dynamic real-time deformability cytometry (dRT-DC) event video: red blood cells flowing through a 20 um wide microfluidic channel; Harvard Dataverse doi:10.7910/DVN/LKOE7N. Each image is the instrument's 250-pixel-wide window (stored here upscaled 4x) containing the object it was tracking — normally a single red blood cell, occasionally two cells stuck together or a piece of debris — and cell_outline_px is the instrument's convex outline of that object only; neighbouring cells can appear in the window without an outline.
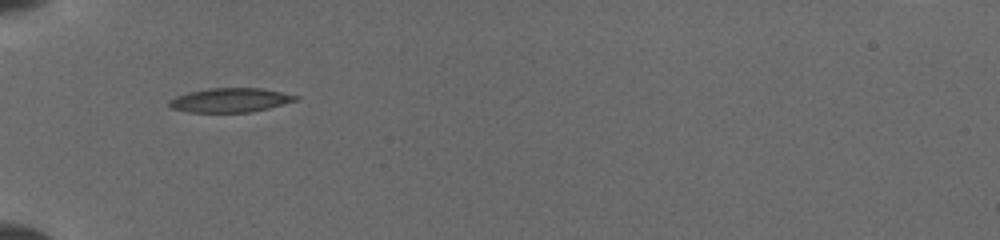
{"species": "common noctule bat (a hibernating species)", "species_latin": "Nyctalus noctula", "temperature_condition": "cold", "stored_images_in_passage": 4, "camera_frame_rate_fps": 3000, "um_per_image_px": 0.085, "animal": {"sex": "female", "body_mass_g": 19.5, "forearm_length_mm": 54.1}, "frame": {"image": 1, "passage_image": 1, "time_ms": 0.0, "image_size_px": [1000, 240], "cell_outline_px": [[300, 96], [296, 100], [268, 108], [252, 112], [188, 112], [172, 108], [168, 104], [168, 100], [176, 96], [188, 92], [208, 88], [260, 88]], "centroid_in_image_um": [19.53, 8.51], "position_along_channel_um": 65.5, "area_um2": 17.69}}
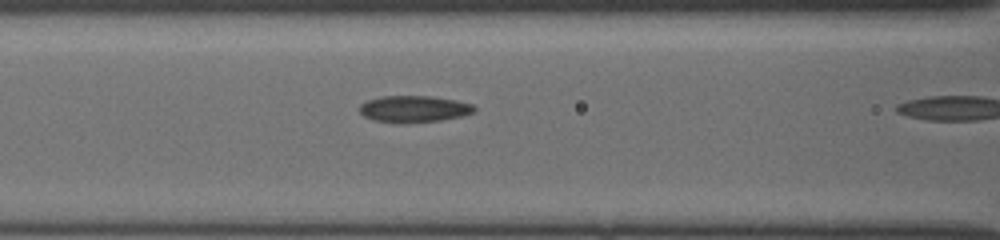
{"frame": {"image": 2, "passage_image": 3, "time_ms": 0.667, "image_size_px": [1000, 240], "cell_outline_px": [[476, 112], [460, 116], [440, 120], [408, 124], [396, 124], [372, 120], [364, 116], [360, 112], [360, 104], [368, 100], [380, 96], [432, 96], [456, 100], [472, 104], [476, 108]], "centroid_in_image_um": [35.17, 9.28], "position_along_channel_um": 131.4, "area_um2": 18.15}}